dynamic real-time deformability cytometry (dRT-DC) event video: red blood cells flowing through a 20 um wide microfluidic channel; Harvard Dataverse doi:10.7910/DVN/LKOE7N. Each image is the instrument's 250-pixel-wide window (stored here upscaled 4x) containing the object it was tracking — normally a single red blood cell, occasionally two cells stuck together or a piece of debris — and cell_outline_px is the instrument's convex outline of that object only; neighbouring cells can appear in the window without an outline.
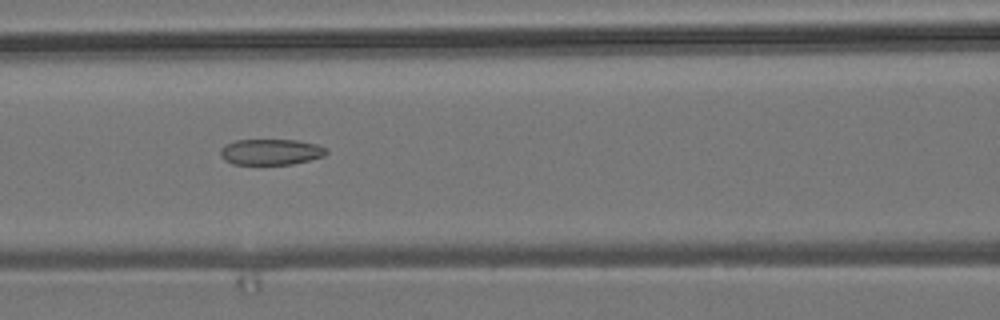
{"species": "common noctule bat (a hibernating species)", "species_latin": "Nyctalus noctula", "temperature_condition": "room temperature", "stored_images_in_passage": 36, "camera_frame_rate_fps": 3000, "um_per_image_px": 0.085, "animal": {"sex": "male", "body_mass_g": 19.2, "forearm_length_mm": 51.8}, "frame": {"image": 1, "passage_image": 10, "time_ms": 3.0, "image_size_px": [1000, 320], "cell_outline_px": [[328, 152], [324, 156], [292, 164], [232, 164], [224, 160], [220, 156], [220, 148], [224, 144], [236, 140], [296, 140], [316, 144], [328, 148]], "centroid_in_image_um": [23.0, 12.91], "position_along_channel_um": 143.6, "area_um2": 16.07}}
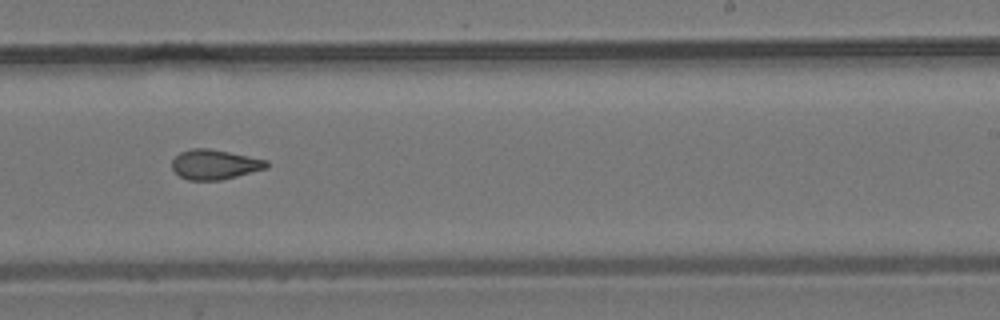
{"frame": {"image": 2, "passage_image": 20, "time_ms": 6.333, "image_size_px": [1000, 320], "cell_outline_px": [[268, 168], [220, 180], [188, 180], [180, 176], [172, 168], [172, 160], [180, 152], [192, 148], [208, 148], [268, 160]], "centroid_in_image_um": [18.24, 13.98], "position_along_channel_um": 270.8, "area_um2": 16.3}}
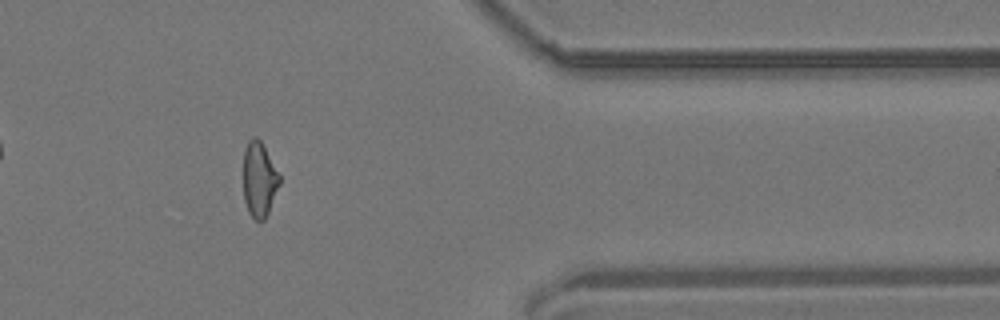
{"frame": {"image": 3, "passage_image": 31, "time_ms": 10.0, "image_size_px": [1000, 320], "cell_outline_px": [[280, 184], [268, 212], [264, 220], [256, 220], [248, 212], [244, 200], [244, 148], [248, 140], [252, 136], [256, 136], [260, 140], [280, 176]], "centroid_in_image_um": [22.02, 15.24], "position_along_channel_um": 389.4, "area_um2": 15.66}, "authors_computed_cell_mechanics": {"area_um2": 16.5019, "velocity_mm_per_s": 3.8227, "shape_relaxation_time_tau1_ms": null, "shape_relaxation_time_tau2_ms": 3.15, "deformation_change_tau1": null, "deformation_change_tau2": 0.0984}}